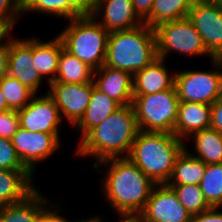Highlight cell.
I'll use <instances>...</instances> for the list:
<instances>
[{
	"label": "cell",
	"instance_id": "cell-21",
	"mask_svg": "<svg viewBox=\"0 0 222 222\" xmlns=\"http://www.w3.org/2000/svg\"><path fill=\"white\" fill-rule=\"evenodd\" d=\"M46 197L35 189L23 201L0 207V222H38L48 209Z\"/></svg>",
	"mask_w": 222,
	"mask_h": 222
},
{
	"label": "cell",
	"instance_id": "cell-35",
	"mask_svg": "<svg viewBox=\"0 0 222 222\" xmlns=\"http://www.w3.org/2000/svg\"><path fill=\"white\" fill-rule=\"evenodd\" d=\"M211 128L222 133V96L211 105Z\"/></svg>",
	"mask_w": 222,
	"mask_h": 222
},
{
	"label": "cell",
	"instance_id": "cell-14",
	"mask_svg": "<svg viewBox=\"0 0 222 222\" xmlns=\"http://www.w3.org/2000/svg\"><path fill=\"white\" fill-rule=\"evenodd\" d=\"M7 74L37 94L43 78L33 65L31 38L19 40L11 37Z\"/></svg>",
	"mask_w": 222,
	"mask_h": 222
},
{
	"label": "cell",
	"instance_id": "cell-20",
	"mask_svg": "<svg viewBox=\"0 0 222 222\" xmlns=\"http://www.w3.org/2000/svg\"><path fill=\"white\" fill-rule=\"evenodd\" d=\"M31 171L0 169V207L23 201L36 188Z\"/></svg>",
	"mask_w": 222,
	"mask_h": 222
},
{
	"label": "cell",
	"instance_id": "cell-7",
	"mask_svg": "<svg viewBox=\"0 0 222 222\" xmlns=\"http://www.w3.org/2000/svg\"><path fill=\"white\" fill-rule=\"evenodd\" d=\"M211 61L213 67H216L214 71L182 70L175 73L174 86L180 102L212 105L222 96V58Z\"/></svg>",
	"mask_w": 222,
	"mask_h": 222
},
{
	"label": "cell",
	"instance_id": "cell-26",
	"mask_svg": "<svg viewBox=\"0 0 222 222\" xmlns=\"http://www.w3.org/2000/svg\"><path fill=\"white\" fill-rule=\"evenodd\" d=\"M93 72L91 67L63 48L59 57L58 71L53 82L71 84L93 82Z\"/></svg>",
	"mask_w": 222,
	"mask_h": 222
},
{
	"label": "cell",
	"instance_id": "cell-12",
	"mask_svg": "<svg viewBox=\"0 0 222 222\" xmlns=\"http://www.w3.org/2000/svg\"><path fill=\"white\" fill-rule=\"evenodd\" d=\"M48 95L54 100L60 116L75 125L84 115L92 95V82L71 84L49 83Z\"/></svg>",
	"mask_w": 222,
	"mask_h": 222
},
{
	"label": "cell",
	"instance_id": "cell-27",
	"mask_svg": "<svg viewBox=\"0 0 222 222\" xmlns=\"http://www.w3.org/2000/svg\"><path fill=\"white\" fill-rule=\"evenodd\" d=\"M194 0H154L150 16L144 21L150 28L188 17Z\"/></svg>",
	"mask_w": 222,
	"mask_h": 222
},
{
	"label": "cell",
	"instance_id": "cell-44",
	"mask_svg": "<svg viewBox=\"0 0 222 222\" xmlns=\"http://www.w3.org/2000/svg\"><path fill=\"white\" fill-rule=\"evenodd\" d=\"M137 222H141L139 215H137Z\"/></svg>",
	"mask_w": 222,
	"mask_h": 222
},
{
	"label": "cell",
	"instance_id": "cell-23",
	"mask_svg": "<svg viewBox=\"0 0 222 222\" xmlns=\"http://www.w3.org/2000/svg\"><path fill=\"white\" fill-rule=\"evenodd\" d=\"M63 48V43L58 36L48 42L32 38L33 65L42 78L49 75L48 84L55 81L59 57Z\"/></svg>",
	"mask_w": 222,
	"mask_h": 222
},
{
	"label": "cell",
	"instance_id": "cell-18",
	"mask_svg": "<svg viewBox=\"0 0 222 222\" xmlns=\"http://www.w3.org/2000/svg\"><path fill=\"white\" fill-rule=\"evenodd\" d=\"M164 61L158 57L133 75V95L153 94L174 87L175 74L170 75Z\"/></svg>",
	"mask_w": 222,
	"mask_h": 222
},
{
	"label": "cell",
	"instance_id": "cell-10",
	"mask_svg": "<svg viewBox=\"0 0 222 222\" xmlns=\"http://www.w3.org/2000/svg\"><path fill=\"white\" fill-rule=\"evenodd\" d=\"M191 214L181 205L177 194L166 184H156L139 214L141 222H189Z\"/></svg>",
	"mask_w": 222,
	"mask_h": 222
},
{
	"label": "cell",
	"instance_id": "cell-9",
	"mask_svg": "<svg viewBox=\"0 0 222 222\" xmlns=\"http://www.w3.org/2000/svg\"><path fill=\"white\" fill-rule=\"evenodd\" d=\"M201 35L207 51L222 58V8L206 0H194L188 17Z\"/></svg>",
	"mask_w": 222,
	"mask_h": 222
},
{
	"label": "cell",
	"instance_id": "cell-34",
	"mask_svg": "<svg viewBox=\"0 0 222 222\" xmlns=\"http://www.w3.org/2000/svg\"><path fill=\"white\" fill-rule=\"evenodd\" d=\"M221 207H211L208 210L191 216L189 222H222Z\"/></svg>",
	"mask_w": 222,
	"mask_h": 222
},
{
	"label": "cell",
	"instance_id": "cell-41",
	"mask_svg": "<svg viewBox=\"0 0 222 222\" xmlns=\"http://www.w3.org/2000/svg\"><path fill=\"white\" fill-rule=\"evenodd\" d=\"M123 218L120 222H137V215H119Z\"/></svg>",
	"mask_w": 222,
	"mask_h": 222
},
{
	"label": "cell",
	"instance_id": "cell-1",
	"mask_svg": "<svg viewBox=\"0 0 222 222\" xmlns=\"http://www.w3.org/2000/svg\"><path fill=\"white\" fill-rule=\"evenodd\" d=\"M102 164L110 166L102 184V192L110 207L118 215H139L156 184L128 157L102 160L93 166L103 172L98 169Z\"/></svg>",
	"mask_w": 222,
	"mask_h": 222
},
{
	"label": "cell",
	"instance_id": "cell-5",
	"mask_svg": "<svg viewBox=\"0 0 222 222\" xmlns=\"http://www.w3.org/2000/svg\"><path fill=\"white\" fill-rule=\"evenodd\" d=\"M69 21L70 24L58 35L64 49L94 71L101 68L105 63L110 32L92 15L79 16Z\"/></svg>",
	"mask_w": 222,
	"mask_h": 222
},
{
	"label": "cell",
	"instance_id": "cell-17",
	"mask_svg": "<svg viewBox=\"0 0 222 222\" xmlns=\"http://www.w3.org/2000/svg\"><path fill=\"white\" fill-rule=\"evenodd\" d=\"M94 0H19L24 12H39L64 19L90 16Z\"/></svg>",
	"mask_w": 222,
	"mask_h": 222
},
{
	"label": "cell",
	"instance_id": "cell-36",
	"mask_svg": "<svg viewBox=\"0 0 222 222\" xmlns=\"http://www.w3.org/2000/svg\"><path fill=\"white\" fill-rule=\"evenodd\" d=\"M154 0H132L135 13L144 22L151 14Z\"/></svg>",
	"mask_w": 222,
	"mask_h": 222
},
{
	"label": "cell",
	"instance_id": "cell-16",
	"mask_svg": "<svg viewBox=\"0 0 222 222\" xmlns=\"http://www.w3.org/2000/svg\"><path fill=\"white\" fill-rule=\"evenodd\" d=\"M93 82L97 89L121 106L132 104L133 75L129 72L103 65L93 72Z\"/></svg>",
	"mask_w": 222,
	"mask_h": 222
},
{
	"label": "cell",
	"instance_id": "cell-11",
	"mask_svg": "<svg viewBox=\"0 0 222 222\" xmlns=\"http://www.w3.org/2000/svg\"><path fill=\"white\" fill-rule=\"evenodd\" d=\"M59 134L30 132L22 127L11 138L21 162L34 173L37 162L52 155L61 145Z\"/></svg>",
	"mask_w": 222,
	"mask_h": 222
},
{
	"label": "cell",
	"instance_id": "cell-38",
	"mask_svg": "<svg viewBox=\"0 0 222 222\" xmlns=\"http://www.w3.org/2000/svg\"><path fill=\"white\" fill-rule=\"evenodd\" d=\"M10 48V40L7 44L0 47V80L8 71V54Z\"/></svg>",
	"mask_w": 222,
	"mask_h": 222
},
{
	"label": "cell",
	"instance_id": "cell-8",
	"mask_svg": "<svg viewBox=\"0 0 222 222\" xmlns=\"http://www.w3.org/2000/svg\"><path fill=\"white\" fill-rule=\"evenodd\" d=\"M156 36L157 56L166 61L170 52H178L188 56L209 54L201 35L188 18L165 22L154 28Z\"/></svg>",
	"mask_w": 222,
	"mask_h": 222
},
{
	"label": "cell",
	"instance_id": "cell-22",
	"mask_svg": "<svg viewBox=\"0 0 222 222\" xmlns=\"http://www.w3.org/2000/svg\"><path fill=\"white\" fill-rule=\"evenodd\" d=\"M120 107L121 105L118 102L97 89L94 82H92L90 103L84 115L74 125L78 131H81L80 138H82L91 128L103 122L110 114Z\"/></svg>",
	"mask_w": 222,
	"mask_h": 222
},
{
	"label": "cell",
	"instance_id": "cell-42",
	"mask_svg": "<svg viewBox=\"0 0 222 222\" xmlns=\"http://www.w3.org/2000/svg\"><path fill=\"white\" fill-rule=\"evenodd\" d=\"M75 222H104L103 220H101V217H98V215H97V217H92V218H88V219H86V220H81V221H75Z\"/></svg>",
	"mask_w": 222,
	"mask_h": 222
},
{
	"label": "cell",
	"instance_id": "cell-32",
	"mask_svg": "<svg viewBox=\"0 0 222 222\" xmlns=\"http://www.w3.org/2000/svg\"><path fill=\"white\" fill-rule=\"evenodd\" d=\"M19 127L20 119L17 110L0 112V137L11 140Z\"/></svg>",
	"mask_w": 222,
	"mask_h": 222
},
{
	"label": "cell",
	"instance_id": "cell-37",
	"mask_svg": "<svg viewBox=\"0 0 222 222\" xmlns=\"http://www.w3.org/2000/svg\"><path fill=\"white\" fill-rule=\"evenodd\" d=\"M49 207L50 206H48V209L39 217L38 222H69L66 218L58 215L59 209L61 208L51 207L52 209H50Z\"/></svg>",
	"mask_w": 222,
	"mask_h": 222
},
{
	"label": "cell",
	"instance_id": "cell-6",
	"mask_svg": "<svg viewBox=\"0 0 222 222\" xmlns=\"http://www.w3.org/2000/svg\"><path fill=\"white\" fill-rule=\"evenodd\" d=\"M179 102L175 86L158 93L133 95L132 107L139 130L173 133Z\"/></svg>",
	"mask_w": 222,
	"mask_h": 222
},
{
	"label": "cell",
	"instance_id": "cell-30",
	"mask_svg": "<svg viewBox=\"0 0 222 222\" xmlns=\"http://www.w3.org/2000/svg\"><path fill=\"white\" fill-rule=\"evenodd\" d=\"M177 194L181 205L191 214H199L211 208L199 185H167Z\"/></svg>",
	"mask_w": 222,
	"mask_h": 222
},
{
	"label": "cell",
	"instance_id": "cell-40",
	"mask_svg": "<svg viewBox=\"0 0 222 222\" xmlns=\"http://www.w3.org/2000/svg\"><path fill=\"white\" fill-rule=\"evenodd\" d=\"M6 110H10V109L8 108L6 100H5L3 93L0 89V112L6 111Z\"/></svg>",
	"mask_w": 222,
	"mask_h": 222
},
{
	"label": "cell",
	"instance_id": "cell-19",
	"mask_svg": "<svg viewBox=\"0 0 222 222\" xmlns=\"http://www.w3.org/2000/svg\"><path fill=\"white\" fill-rule=\"evenodd\" d=\"M211 127V105L179 102L173 134L186 141L192 133ZM184 138V139H183Z\"/></svg>",
	"mask_w": 222,
	"mask_h": 222
},
{
	"label": "cell",
	"instance_id": "cell-28",
	"mask_svg": "<svg viewBox=\"0 0 222 222\" xmlns=\"http://www.w3.org/2000/svg\"><path fill=\"white\" fill-rule=\"evenodd\" d=\"M0 89L10 110L18 111L24 108L35 95L18 79L9 74H5L0 80Z\"/></svg>",
	"mask_w": 222,
	"mask_h": 222
},
{
	"label": "cell",
	"instance_id": "cell-4",
	"mask_svg": "<svg viewBox=\"0 0 222 222\" xmlns=\"http://www.w3.org/2000/svg\"><path fill=\"white\" fill-rule=\"evenodd\" d=\"M157 58L155 31L145 23L109 33L105 66L134 75Z\"/></svg>",
	"mask_w": 222,
	"mask_h": 222
},
{
	"label": "cell",
	"instance_id": "cell-29",
	"mask_svg": "<svg viewBox=\"0 0 222 222\" xmlns=\"http://www.w3.org/2000/svg\"><path fill=\"white\" fill-rule=\"evenodd\" d=\"M199 186L211 207H221L222 163L206 164L204 176Z\"/></svg>",
	"mask_w": 222,
	"mask_h": 222
},
{
	"label": "cell",
	"instance_id": "cell-25",
	"mask_svg": "<svg viewBox=\"0 0 222 222\" xmlns=\"http://www.w3.org/2000/svg\"><path fill=\"white\" fill-rule=\"evenodd\" d=\"M194 137V154L192 156L202 160L205 164L222 163V133L213 128L203 129L192 133Z\"/></svg>",
	"mask_w": 222,
	"mask_h": 222
},
{
	"label": "cell",
	"instance_id": "cell-2",
	"mask_svg": "<svg viewBox=\"0 0 222 222\" xmlns=\"http://www.w3.org/2000/svg\"><path fill=\"white\" fill-rule=\"evenodd\" d=\"M138 131L132 104L121 106L80 139L75 153L80 157L94 156L95 163L127 157Z\"/></svg>",
	"mask_w": 222,
	"mask_h": 222
},
{
	"label": "cell",
	"instance_id": "cell-24",
	"mask_svg": "<svg viewBox=\"0 0 222 222\" xmlns=\"http://www.w3.org/2000/svg\"><path fill=\"white\" fill-rule=\"evenodd\" d=\"M187 146L177 156L172 174L166 185H199L206 169V164L192 156Z\"/></svg>",
	"mask_w": 222,
	"mask_h": 222
},
{
	"label": "cell",
	"instance_id": "cell-13",
	"mask_svg": "<svg viewBox=\"0 0 222 222\" xmlns=\"http://www.w3.org/2000/svg\"><path fill=\"white\" fill-rule=\"evenodd\" d=\"M34 95L30 102L18 110L20 127L30 132L59 134L61 116L54 100L48 95Z\"/></svg>",
	"mask_w": 222,
	"mask_h": 222
},
{
	"label": "cell",
	"instance_id": "cell-39",
	"mask_svg": "<svg viewBox=\"0 0 222 222\" xmlns=\"http://www.w3.org/2000/svg\"><path fill=\"white\" fill-rule=\"evenodd\" d=\"M13 28L14 27L9 22L0 19V47L4 46L8 43L9 40H11L8 37L11 34Z\"/></svg>",
	"mask_w": 222,
	"mask_h": 222
},
{
	"label": "cell",
	"instance_id": "cell-15",
	"mask_svg": "<svg viewBox=\"0 0 222 222\" xmlns=\"http://www.w3.org/2000/svg\"><path fill=\"white\" fill-rule=\"evenodd\" d=\"M100 14L103 21L97 19ZM92 16L109 32L129 30L144 24L135 13L132 0H94Z\"/></svg>",
	"mask_w": 222,
	"mask_h": 222
},
{
	"label": "cell",
	"instance_id": "cell-33",
	"mask_svg": "<svg viewBox=\"0 0 222 222\" xmlns=\"http://www.w3.org/2000/svg\"><path fill=\"white\" fill-rule=\"evenodd\" d=\"M22 12L19 0H0V19L14 26Z\"/></svg>",
	"mask_w": 222,
	"mask_h": 222
},
{
	"label": "cell",
	"instance_id": "cell-31",
	"mask_svg": "<svg viewBox=\"0 0 222 222\" xmlns=\"http://www.w3.org/2000/svg\"><path fill=\"white\" fill-rule=\"evenodd\" d=\"M0 169L30 171L20 160L11 140L0 137Z\"/></svg>",
	"mask_w": 222,
	"mask_h": 222
},
{
	"label": "cell",
	"instance_id": "cell-43",
	"mask_svg": "<svg viewBox=\"0 0 222 222\" xmlns=\"http://www.w3.org/2000/svg\"><path fill=\"white\" fill-rule=\"evenodd\" d=\"M206 1L216 4L222 8V0H206Z\"/></svg>",
	"mask_w": 222,
	"mask_h": 222
},
{
	"label": "cell",
	"instance_id": "cell-3",
	"mask_svg": "<svg viewBox=\"0 0 222 222\" xmlns=\"http://www.w3.org/2000/svg\"><path fill=\"white\" fill-rule=\"evenodd\" d=\"M184 145L173 133L139 130L127 157L155 184H166Z\"/></svg>",
	"mask_w": 222,
	"mask_h": 222
}]
</instances>
